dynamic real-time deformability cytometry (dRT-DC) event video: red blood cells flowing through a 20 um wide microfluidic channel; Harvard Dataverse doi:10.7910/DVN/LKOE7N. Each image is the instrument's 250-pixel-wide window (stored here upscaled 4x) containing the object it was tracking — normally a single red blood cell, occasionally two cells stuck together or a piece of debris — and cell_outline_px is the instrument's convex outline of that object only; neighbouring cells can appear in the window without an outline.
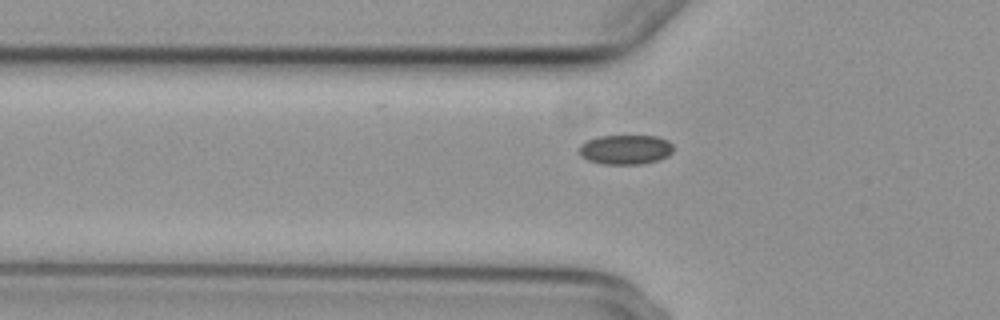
{"species": "common noctule bat (a hibernating species)", "species_latin": "Nyctalus noctula", "temperature_condition": "cold", "stored_images_in_passage": 40, "camera_frame_rate_fps": 3000, "um_per_image_px": 0.085, "animal": {"sex": "female", "body_mass_g": 29.2, "forearm_length_mm": 56.3}, "frame": {"image": 1, "passage_image": 3, "time_ms": 0.667, "image_size_px": [1000, 320], "cell_outline_px": [[672, 152], [668, 156], [656, 160], [640, 164], [600, 164], [588, 160], [580, 156], [580, 144], [588, 140], [600, 136], [656, 136], [668, 140], [672, 144]], "centroid_in_image_um": [53.15, 12.71], "position_along_channel_um": 72.6, "area_um2": 16.18}}
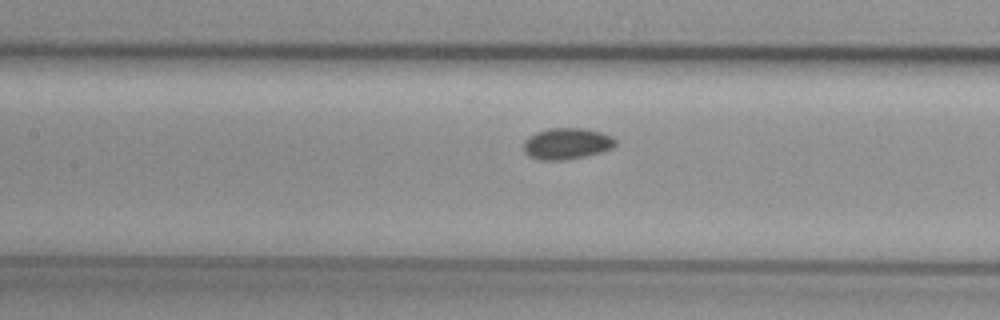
{"frame": {"image": 2, "passage_image": 10, "time_ms": 3.0, "image_size_px": [1000, 320], "cell_outline_px": [[616, 144], [612, 148], [600, 152], [584, 156], [564, 160], [540, 160], [528, 156], [524, 152], [524, 140], [528, 136], [536, 132], [548, 128], [584, 128], [600, 132], [612, 136], [616, 140]], "centroid_in_image_um": [48.15, 12.2], "position_along_channel_um": 159.3, "area_um2": 16.82}}
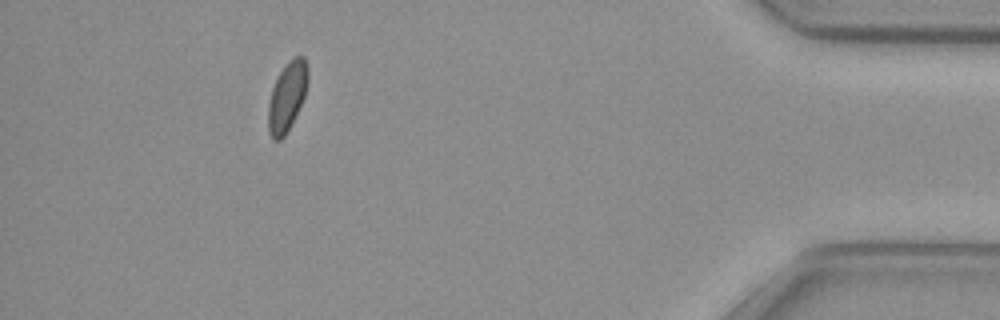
{"frame": {"image": 3, "passage_image": 35, "time_ms": 11.333, "image_size_px": [1000, 320], "cell_outline_px": [[308, 84], [304, 96], [284, 136], [280, 140], [272, 140], [268, 128], [268, 104], [272, 88], [280, 72], [288, 60], [292, 56], [304, 56], [308, 68]], "centroid_in_image_um": [24.4, 8.16], "position_along_channel_um": 410.8, "area_um2": 15.78}}